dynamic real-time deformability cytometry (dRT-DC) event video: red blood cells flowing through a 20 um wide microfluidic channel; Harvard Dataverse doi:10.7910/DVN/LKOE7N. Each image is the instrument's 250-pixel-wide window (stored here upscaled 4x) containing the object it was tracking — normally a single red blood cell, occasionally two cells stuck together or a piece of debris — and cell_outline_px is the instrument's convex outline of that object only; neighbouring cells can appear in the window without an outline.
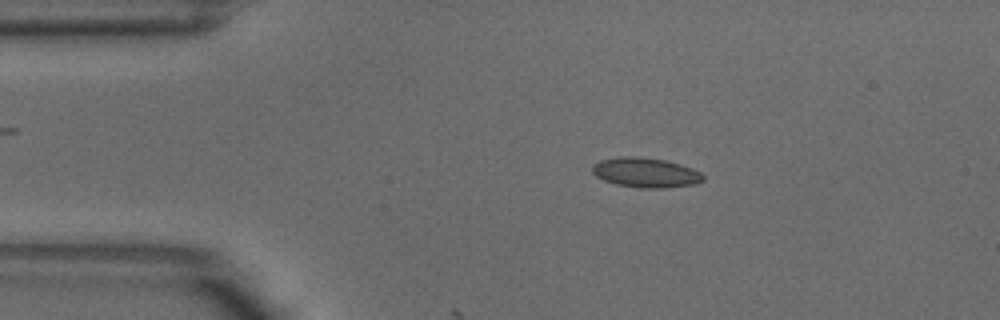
{"species": "common noctule bat (a hibernating species)", "species_latin": "Nyctalus noctula", "temperature_condition": "warm", "stored_images_in_passage": 4, "camera_frame_rate_fps": 3000, "um_per_image_px": 0.085, "animal": {"sex": "male", "body_mass_g": 18.8}, "frame": {"image": 1, "passage_image": 2, "time_ms": 0.333, "image_size_px": [1000, 320], "cell_outline_px": [[704, 180], [696, 184], [664, 188], [640, 188], [616, 184], [604, 180], [596, 176], [592, 172], [592, 164], [600, 160], [620, 156], [640, 156], [664, 160], [680, 164], [692, 168], [700, 172], [704, 176]], "centroid_in_image_um": [54.87, 14.66], "position_along_channel_um": 30.1, "area_um2": 19.36}}
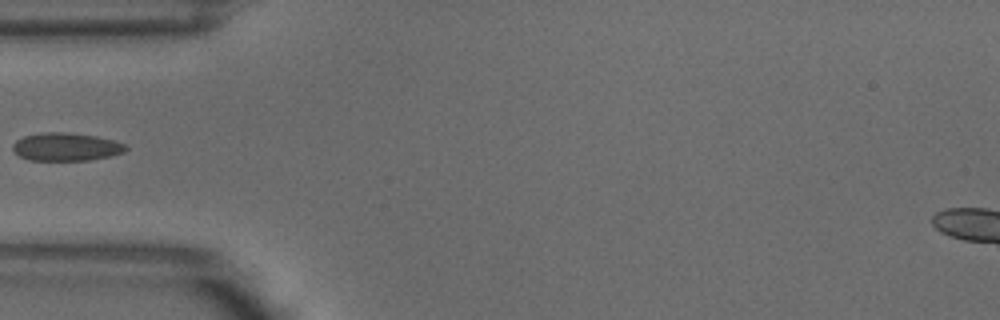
{"frame": {"image": 2, "passage_image": 3, "time_ms": 0.667, "image_size_px": [1000, 320], "cell_outline_px": [[128, 148], [124, 152], [112, 156], [88, 160], [28, 160], [20, 156], [12, 148], [12, 144], [16, 140], [24, 136], [44, 132], [64, 132], [96, 136], [112, 140], [124, 144]], "centroid_in_image_um": [5.61, 12.48], "position_along_channel_um": 79.4, "area_um2": 18.38}}